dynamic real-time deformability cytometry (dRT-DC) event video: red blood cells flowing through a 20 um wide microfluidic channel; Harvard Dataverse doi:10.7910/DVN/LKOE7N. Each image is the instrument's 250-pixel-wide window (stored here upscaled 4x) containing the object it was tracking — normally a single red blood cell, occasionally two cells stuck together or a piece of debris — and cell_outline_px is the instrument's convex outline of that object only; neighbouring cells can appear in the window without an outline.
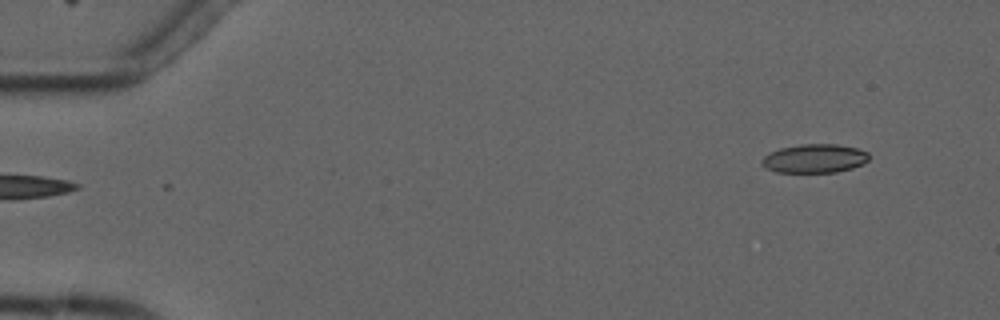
{"species": "common noctule bat (a hibernating species)", "species_latin": "Nyctalus noctula", "temperature_condition": "cold", "stored_images_in_passage": 6, "segment_of_instrument_passage": [2, 2], "camera_frame_rate_fps": 3000, "um_per_image_px": 0.085, "animal": {"sex": "male", "forearm_length_mm": 52.5}, "frame": {"image": 1, "passage_image": 6, "time_ms": 5.667, "image_size_px": [1000, 320], "cell_outline_px": [[868, 160], [864, 164], [852, 168], [836, 172], [776, 172], [764, 168], [760, 164], [760, 160], [768, 152], [780, 148], [800, 144], [836, 144], [856, 148], [868, 152]], "centroid_in_image_um": [69.19, 13.47], "position_along_channel_um": 15.8, "area_um2": 18.15}}